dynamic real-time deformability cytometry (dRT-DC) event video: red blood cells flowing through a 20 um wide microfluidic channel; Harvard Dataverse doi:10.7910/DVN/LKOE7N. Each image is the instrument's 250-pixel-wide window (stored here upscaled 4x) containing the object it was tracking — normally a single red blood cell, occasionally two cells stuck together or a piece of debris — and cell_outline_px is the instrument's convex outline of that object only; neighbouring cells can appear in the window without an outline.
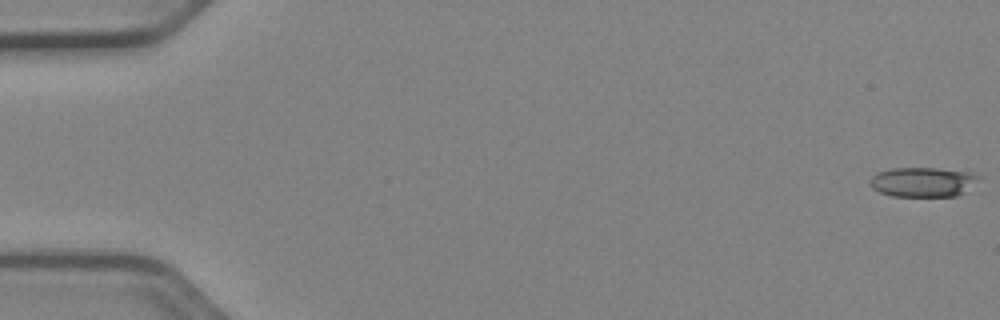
{"species": "Egyptian fruit bat (a non-hibernating species)", "species_latin": "Rousettus aegyptiacus", "temperature_condition": "cold", "stored_images_in_passage": 53, "camera_frame_rate_fps": 3000, "um_per_image_px": 0.085, "animal": {"sex": "female"}, "frame": {"image": 1, "passage_image": 1, "time_ms": 0.0, "image_size_px": [1000, 320], "cell_outline_px": [[980, 176], [964, 192], [956, 196], [892, 196], [880, 192], [872, 188], [868, 184], [868, 180], [876, 172], [892, 168], [936, 168], [968, 172]], "centroid_in_image_um": [78.35, 15.47], "position_along_channel_um": 6.6, "area_um2": 18.67}}
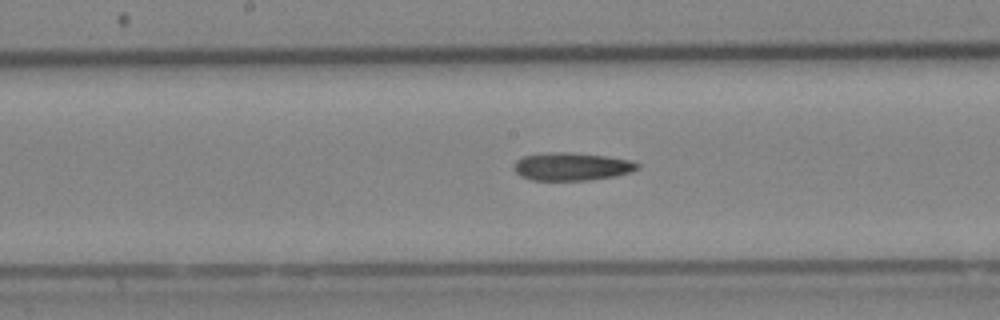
{"frame": {"image": 2, "passage_image": 28, "time_ms": 9.0, "image_size_px": [1000, 320], "cell_outline_px": [[640, 168], [632, 172], [616, 176], [588, 180], [532, 180], [520, 176], [512, 168], [512, 164], [520, 156], [548, 152], [572, 152], [608, 156], [632, 160], [640, 164]], "centroid_in_image_um": [48.59, 14.14], "position_along_channel_um": 199.6, "area_um2": 20.58}}
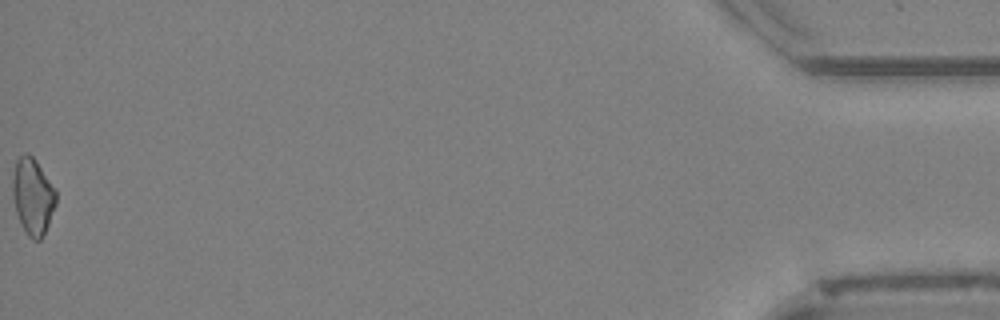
{"frame": {"image": 3, "passage_image": 53, "time_ms": 17.333, "image_size_px": [1000, 320], "cell_outline_px": [[56, 204], [48, 224], [40, 240], [32, 240], [28, 236], [20, 224], [16, 212], [12, 196], [12, 180], [16, 160], [24, 152], [28, 152], [36, 160], [56, 188]], "centroid_in_image_um": [2.78, 16.67], "position_along_channel_um": 432.4, "area_um2": 19.54}}